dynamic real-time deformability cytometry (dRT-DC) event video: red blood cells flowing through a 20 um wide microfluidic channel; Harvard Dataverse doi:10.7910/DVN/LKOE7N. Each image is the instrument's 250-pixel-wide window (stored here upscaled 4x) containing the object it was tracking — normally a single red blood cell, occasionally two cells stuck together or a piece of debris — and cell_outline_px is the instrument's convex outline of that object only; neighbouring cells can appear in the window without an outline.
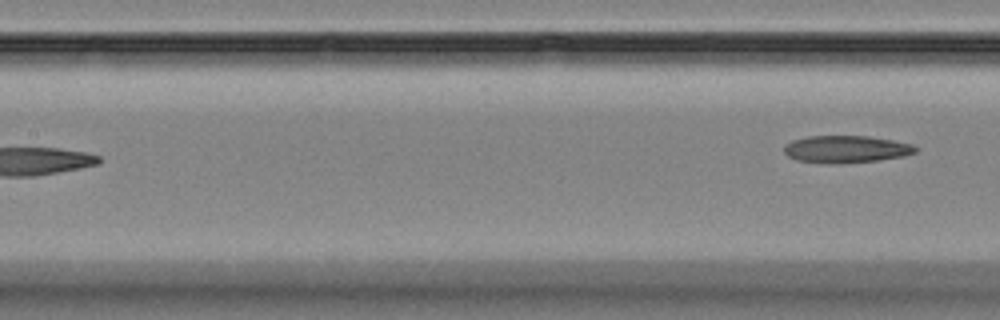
{"species": "Egyptian fruit bat (a non-hibernating species)", "species_latin": "Rousettus aegyptiacus", "temperature_condition": "room temperature", "stored_images_in_passage": 6, "camera_frame_rate_fps": 3000, "um_per_image_px": 0.085, "animal": {"sex": "female"}, "frame": {"image": 1, "passage_image": 6, "time_ms": 6.0, "image_size_px": [1000, 320], "cell_outline_px": [[916, 152], [904, 156], [880, 160], [836, 164], [828, 164], [796, 160], [788, 156], [784, 152], [784, 148], [792, 140], [808, 136], [868, 136], [892, 140], [912, 144], [916, 148]], "centroid_in_image_um": [71.91, 12.69], "position_along_channel_um": 135.5, "area_um2": 20.87}}